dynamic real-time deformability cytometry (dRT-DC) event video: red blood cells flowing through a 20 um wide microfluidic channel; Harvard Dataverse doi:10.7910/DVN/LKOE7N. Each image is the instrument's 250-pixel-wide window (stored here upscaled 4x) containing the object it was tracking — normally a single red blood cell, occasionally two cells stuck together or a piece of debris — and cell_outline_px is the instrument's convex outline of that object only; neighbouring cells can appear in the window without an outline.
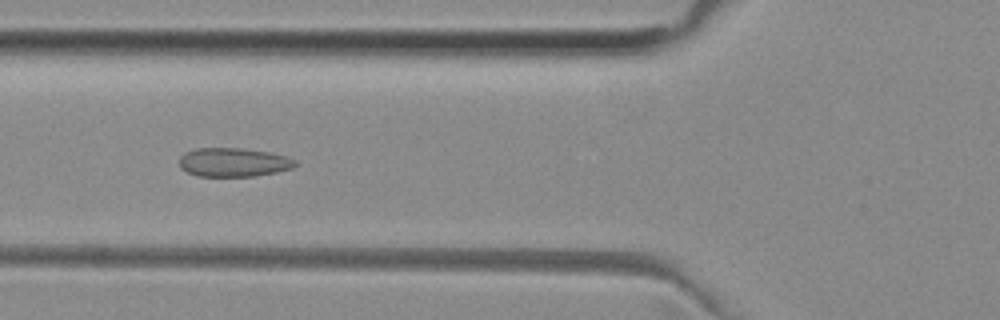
{"species": "common noctule bat (a hibernating species)", "species_latin": "Nyctalus noctula", "temperature_condition": "room temperature", "stored_images_in_passage": 8, "camera_frame_rate_fps": 3000, "um_per_image_px": 0.085, "animal": {"sex": "female", "body_mass_g": 29.2, "forearm_length_mm": 56.3}, "frame": {"image": 1, "passage_image": 6, "time_ms": 1.667, "image_size_px": [1000, 320], "cell_outline_px": [[296, 164], [292, 168], [276, 172], [256, 176], [196, 176], [180, 168], [180, 156], [184, 152], [196, 148], [240, 148], [268, 152], [284, 156], [296, 160]], "centroid_in_image_um": [19.81, 13.79], "position_along_channel_um": 106.0, "area_um2": 19.42}}
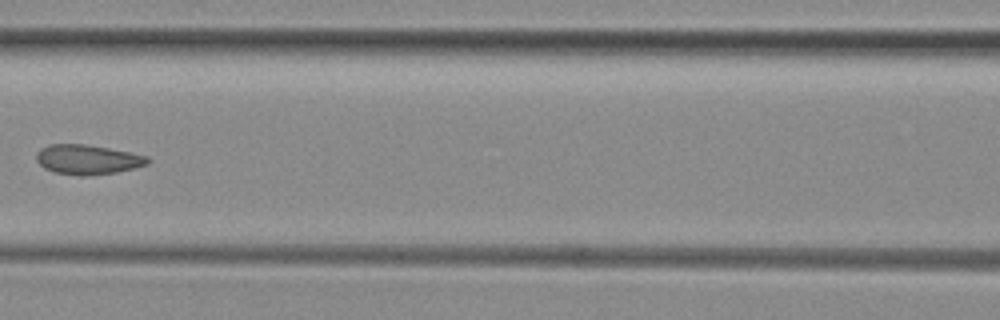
{"frame": {"image": 2, "passage_image": 7, "time_ms": 2.0, "image_size_px": [1000, 320], "cell_outline_px": [[152, 160], [148, 164], [116, 172], [84, 176], [80, 176], [56, 172], [44, 168], [36, 160], [36, 152], [40, 148], [48, 144], [84, 144], [108, 148], [148, 156]], "centroid_in_image_um": [7.43, 13.55], "position_along_channel_um": 159.2, "area_um2": 19.19}}
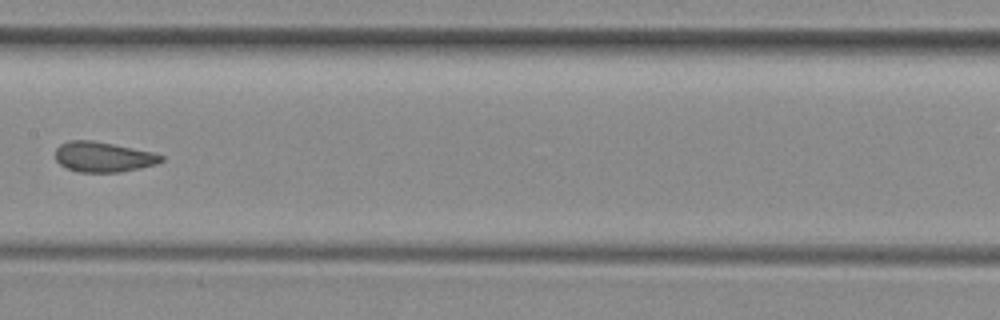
{"frame": {"image": 3, "passage_image": 8, "time_ms": 2.333, "image_size_px": [1000, 320], "cell_outline_px": [[164, 160], [156, 164], [140, 168], [120, 172], [80, 172], [64, 168], [56, 160], [56, 148], [60, 144], [68, 140], [92, 140], [152, 152], [164, 156]], "centroid_in_image_um": [8.75, 13.34], "position_along_channel_um": 198.6, "area_um2": 18.61}}